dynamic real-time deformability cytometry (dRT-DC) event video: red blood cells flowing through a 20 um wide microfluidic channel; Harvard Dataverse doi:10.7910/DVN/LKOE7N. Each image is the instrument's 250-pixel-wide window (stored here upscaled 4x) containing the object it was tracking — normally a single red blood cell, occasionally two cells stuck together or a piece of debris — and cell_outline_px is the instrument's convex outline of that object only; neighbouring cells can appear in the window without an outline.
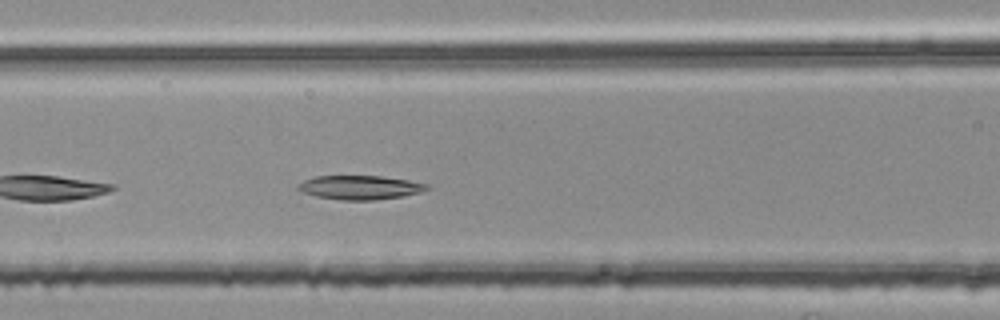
{"species": "common noctule bat (a hibernating species)", "species_latin": "Nyctalus noctula", "temperature_condition": "room temperature", "stored_images_in_passage": 23, "camera_frame_rate_fps": 3000, "um_per_image_px": 0.085, "animal": {"sex": "female", "body_mass_g": 25.1}, "frame": {"image": 1, "passage_image": 7, "time_ms": 2.0, "image_size_px": [1000, 320], "cell_outline_px": [[428, 188], [420, 192], [404, 196], [372, 200], [340, 200], [316, 196], [300, 192], [296, 188], [296, 184], [304, 180], [316, 176], [380, 176], [408, 180], [428, 184]], "centroid_in_image_um": [30.54, 15.93], "position_along_channel_um": 136.1, "area_um2": 18.03}}
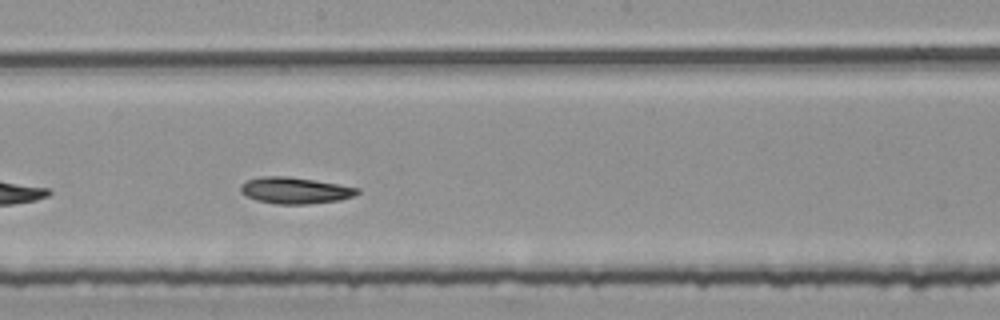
{"frame": {"image": 2, "passage_image": 14, "time_ms": 4.333, "image_size_px": [1000, 320], "cell_outline_px": [[360, 192], [356, 196], [340, 200], [308, 204], [276, 204], [256, 200], [244, 196], [240, 192], [240, 184], [248, 180], [260, 176], [288, 176], [316, 180], [360, 188]], "centroid_in_image_um": [25.08, 16.19], "position_along_channel_um": 223.1, "area_um2": 18.26}}
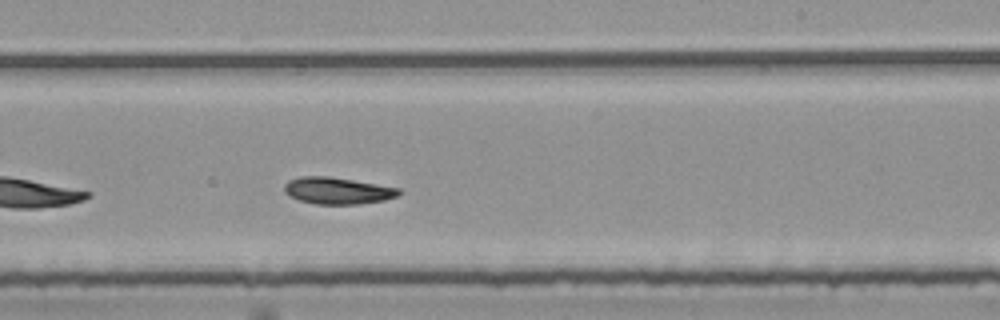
{"frame": {"image": 3, "passage_image": 17, "time_ms": 5.333, "image_size_px": [1000, 320], "cell_outline_px": [[404, 192], [400, 196], [384, 200], [360, 204], [316, 204], [300, 200], [284, 192], [284, 184], [288, 180], [300, 176], [328, 176], [400, 188]], "centroid_in_image_um": [28.73, 16.21], "position_along_channel_um": 260.3, "area_um2": 17.92}}